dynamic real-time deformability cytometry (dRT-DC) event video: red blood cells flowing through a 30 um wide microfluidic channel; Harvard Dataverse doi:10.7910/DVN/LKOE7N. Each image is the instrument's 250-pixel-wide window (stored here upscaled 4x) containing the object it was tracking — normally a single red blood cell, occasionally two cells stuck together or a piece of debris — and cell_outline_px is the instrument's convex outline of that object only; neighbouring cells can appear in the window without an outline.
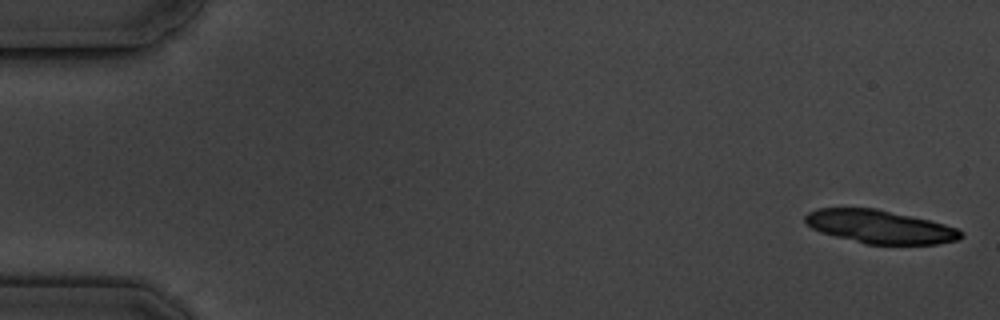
{"species": "common noctule bat (a hibernating species)", "species_latin": "Nyctalus noctula", "temperature_condition": "cold", "stored_images_in_passage": 5, "camera_frame_rate_fps": 3000, "um_per_image_px": 0.085, "animal": {"sex": "male", "body_mass_g": 19.5, "forearm_length_mm": 54.6}, "frame": {"image": 1, "passage_image": 1, "time_ms": 0.0, "image_size_px": [1000, 320], "cell_outline_px": [[964, 236], [960, 240], [936, 244], [868, 244], [820, 232], [812, 228], [804, 220], [804, 216], [808, 212], [820, 208], [876, 208], [928, 220], [944, 224], [956, 228], [964, 232]], "centroid_in_image_um": [74.82, 19.27], "position_along_channel_um": 10.2, "area_um2": 30.0}}